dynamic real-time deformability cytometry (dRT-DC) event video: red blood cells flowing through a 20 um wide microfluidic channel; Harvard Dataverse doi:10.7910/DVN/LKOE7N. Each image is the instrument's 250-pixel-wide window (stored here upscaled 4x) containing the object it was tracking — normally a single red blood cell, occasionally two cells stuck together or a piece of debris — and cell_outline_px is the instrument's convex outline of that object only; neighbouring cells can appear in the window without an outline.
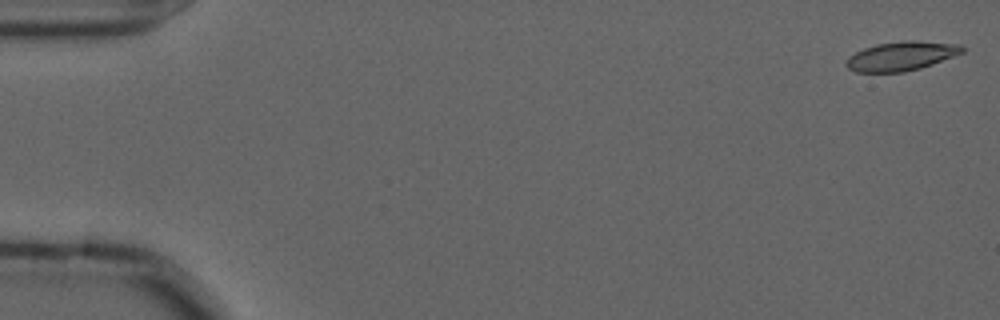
{"species": "common noctule bat (a hibernating species)", "species_latin": "Nyctalus noctula", "temperature_condition": "cold", "stored_images_in_passage": 56, "camera_frame_rate_fps": 3000, "um_per_image_px": 0.085, "animal": {"sex": "male", "forearm_length_mm": 52.5}, "frame": {"image": 1, "passage_image": 1, "time_ms": 0.0, "image_size_px": [1000, 320], "cell_outline_px": [[964, 52], [932, 64], [920, 68], [904, 72], [856, 72], [848, 68], [844, 64], [848, 56], [864, 48], [876, 44], [904, 40], [916, 40], [960, 44], [964, 48]], "centroid_in_image_um": [76.59, 4.76], "position_along_channel_um": 8.4, "area_um2": 19.77}}
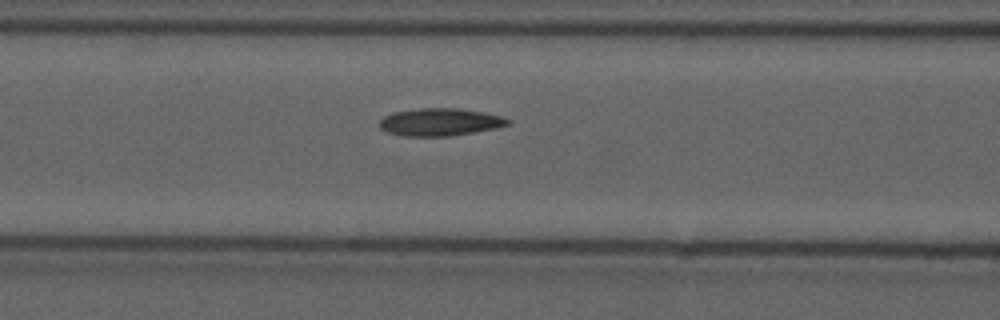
{"frame": {"image": 2, "passage_image": 23, "time_ms": 7.333, "image_size_px": [1000, 320], "cell_outline_px": [[512, 120], [508, 124], [496, 128], [448, 136], [404, 136], [388, 132], [380, 128], [380, 120], [384, 116], [392, 112], [420, 108], [456, 108], [484, 112], [500, 116]], "centroid_in_image_um": [37.38, 10.37], "position_along_channel_um": 129.2, "area_um2": 20.46}}
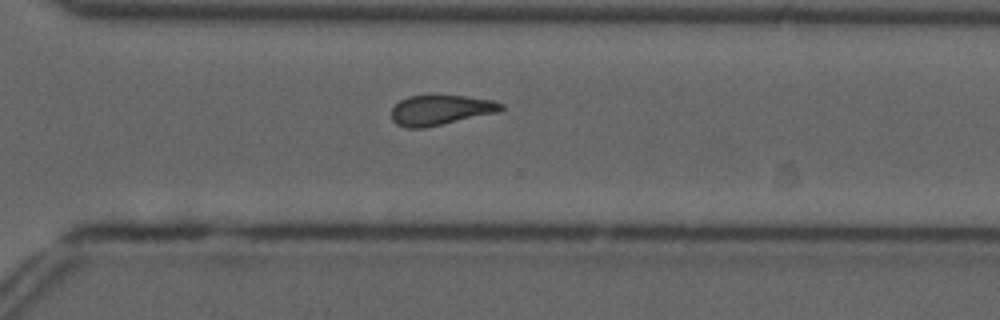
{"frame": {"image": 3, "passage_image": 40, "time_ms": 13.0, "image_size_px": [1000, 320], "cell_outline_px": [[504, 108], [500, 112], [424, 128], [404, 128], [396, 124], [392, 120], [392, 108], [400, 100], [408, 96], [464, 96], [492, 100], [504, 104]], "centroid_in_image_um": [37.46, 9.37], "position_along_channel_um": 333.1, "area_um2": 19.19}, "authors_computed_cell_mechanics": {"area_um2": 19.7676, "velocity_mm_per_s": 3.6068, "shape_relaxation_time_tau1_ms": null, "shape_relaxation_time_tau2_ms": 3.92, "deformation_change_tau1": null, "deformation_change_tau2": 0.1166}}